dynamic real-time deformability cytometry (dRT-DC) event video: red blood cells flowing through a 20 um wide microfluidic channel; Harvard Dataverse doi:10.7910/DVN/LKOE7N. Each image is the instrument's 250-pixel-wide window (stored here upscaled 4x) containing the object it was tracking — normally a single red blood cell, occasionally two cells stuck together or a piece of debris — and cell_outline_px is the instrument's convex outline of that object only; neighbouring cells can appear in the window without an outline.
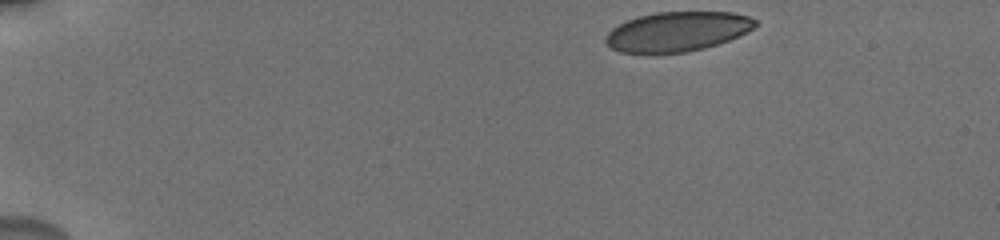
{"species": "human", "species_latin": "Homo sapiens", "temperature_condition": "cold", "stored_images_in_passage": 18, "camera_frame_rate_fps": 3000, "um_per_image_px": 0.085, "donor": {"sex": "male"}, "frame": {"image": 1, "passage_image": 1, "time_ms": 0.0, "image_size_px": [1000, 240], "cell_outline_px": [[756, 24], [752, 28], [728, 40], [704, 48], [688, 52], [652, 56], [648, 56], [620, 52], [612, 48], [604, 40], [604, 36], [612, 28], [628, 20], [640, 16], [656, 12], [732, 12], [748, 16], [756, 20]], "centroid_in_image_um": [57.48, 2.73], "position_along_channel_um": 27.5, "area_um2": 35.03}}
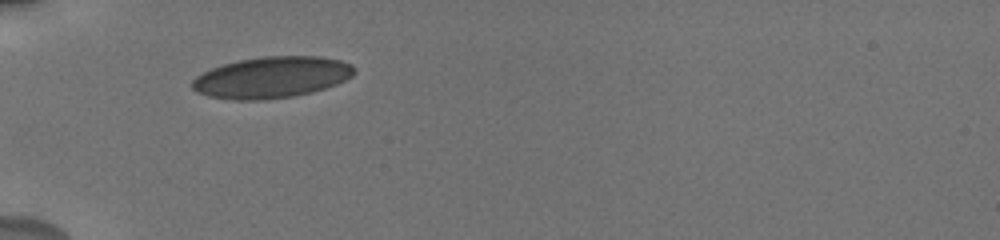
{"frame": {"image": 2, "passage_image": 17, "time_ms": 3.333, "image_size_px": [1000, 240], "cell_outline_px": [[356, 72], [352, 76], [336, 84], [312, 92], [292, 96], [264, 100], [236, 100], [208, 96], [196, 92], [192, 88], [192, 80], [196, 76], [212, 68], [224, 64], [240, 60], [264, 56], [320, 56], [340, 60], [352, 64], [356, 68]], "centroid_in_image_um": [23.11, 6.57], "position_along_channel_um": 61.9, "area_um2": 39.02}}